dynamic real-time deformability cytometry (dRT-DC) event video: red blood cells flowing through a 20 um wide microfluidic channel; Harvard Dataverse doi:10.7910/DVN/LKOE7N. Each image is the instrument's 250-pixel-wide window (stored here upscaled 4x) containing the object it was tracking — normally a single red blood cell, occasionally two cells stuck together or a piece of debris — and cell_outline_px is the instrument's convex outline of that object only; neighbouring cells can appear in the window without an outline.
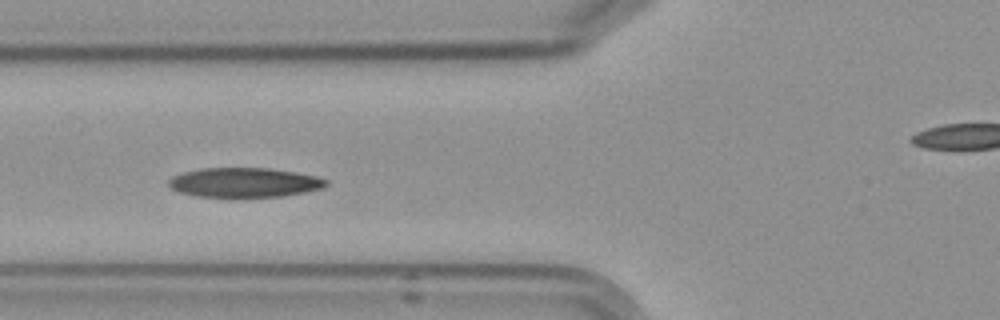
{"species": "Egyptian fruit bat (a non-hibernating species)", "species_latin": "Rousettus aegyptiacus", "temperature_condition": "cold", "stored_images_in_passage": 6, "segment_of_instrument_passage": [1, 2], "camera_frame_rate_fps": 3000, "um_per_image_px": 0.085, "frame": {"image": 1, "passage_image": 4, "time_ms": 3.667, "image_size_px": [1000, 320], "cell_outline_px": [[328, 184], [324, 188], [284, 196], [232, 200], [196, 196], [180, 192], [172, 188], [168, 184], [168, 180], [172, 176], [184, 172], [200, 168], [268, 168], [316, 176], [328, 180]], "centroid_in_image_um": [20.75, 15.56], "position_along_channel_um": 105.1, "area_um2": 28.03}}